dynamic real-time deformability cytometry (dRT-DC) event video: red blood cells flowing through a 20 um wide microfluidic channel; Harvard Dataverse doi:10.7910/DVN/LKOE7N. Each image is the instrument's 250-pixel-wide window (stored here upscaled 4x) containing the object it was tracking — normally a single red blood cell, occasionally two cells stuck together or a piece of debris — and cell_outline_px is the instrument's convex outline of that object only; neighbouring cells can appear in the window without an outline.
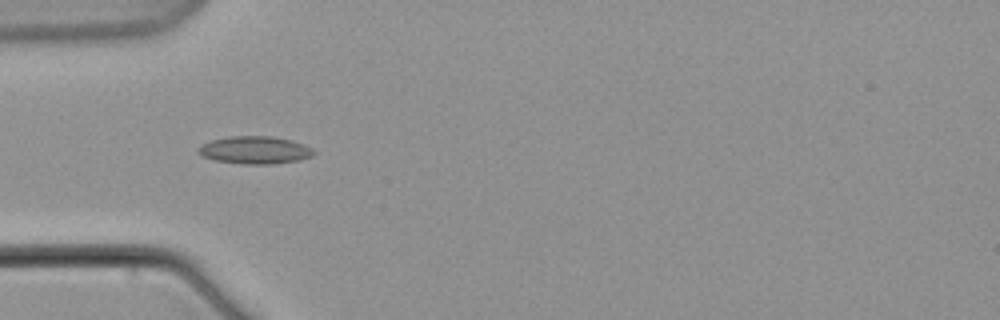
{"species": "common noctule bat (a hibernating species)", "species_latin": "Nyctalus noctula", "temperature_condition": "warm", "stored_images_in_passage": 6, "camera_frame_rate_fps": 3000, "um_per_image_px": 0.085, "animal": {"sex": "male", "body_mass_g": 21.5, "forearm_length_mm": 52.0}, "frame": {"image": 1, "passage_image": 5, "time_ms": 5.667, "image_size_px": [1000, 320], "cell_outline_px": [[316, 152], [312, 156], [300, 160], [272, 164], [244, 164], [216, 160], [204, 156], [196, 152], [196, 148], [200, 144], [212, 140], [228, 136], [272, 136], [292, 140], [304, 144], [312, 148]], "centroid_in_image_um": [21.67, 12.75], "position_along_channel_um": 63.3, "area_um2": 18.73}}